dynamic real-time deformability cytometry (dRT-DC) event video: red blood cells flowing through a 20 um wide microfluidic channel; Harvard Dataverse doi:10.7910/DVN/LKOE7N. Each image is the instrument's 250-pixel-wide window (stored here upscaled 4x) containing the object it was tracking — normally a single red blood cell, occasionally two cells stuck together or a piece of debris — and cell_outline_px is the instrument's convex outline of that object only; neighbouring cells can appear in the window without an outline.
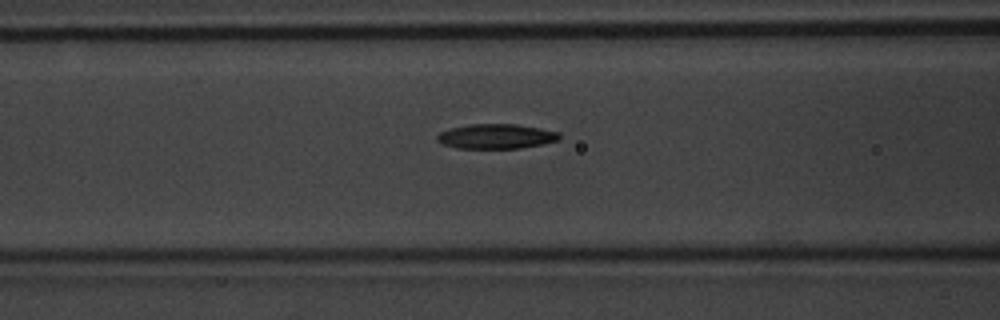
{"species": "common noctule bat (a hibernating species)", "species_latin": "Nyctalus noctula", "temperature_condition": "warm", "stored_images_in_passage": 41, "camera_frame_rate_fps": 3000, "um_per_image_px": 0.085, "animal": {"sex": "male", "body_mass_g": 20.1, "forearm_length_mm": 53.5}, "frame": {"image": 1, "passage_image": 18, "time_ms": 5.667, "image_size_px": [1000, 320], "cell_outline_px": [[560, 140], [520, 148], [456, 148], [444, 144], [436, 140], [436, 136], [440, 132], [452, 128], [472, 124], [516, 124], [540, 128], [560, 132]], "centroid_in_image_um": [42.19, 11.59], "position_along_channel_um": 124.4, "area_um2": 17.51}}
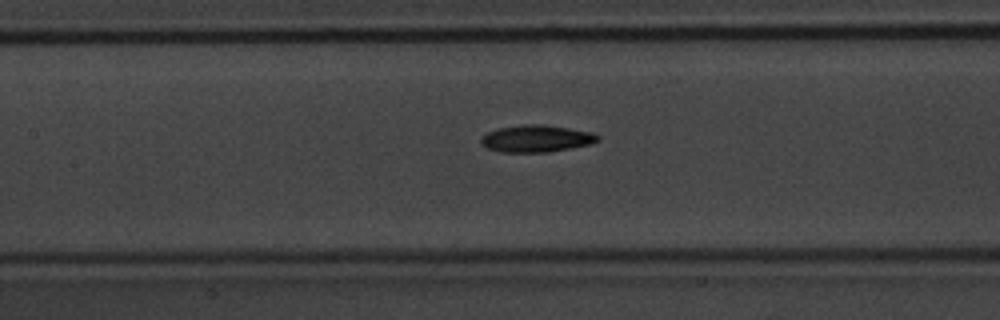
{"frame": {"image": 2, "passage_image": 21, "time_ms": 6.667, "image_size_px": [1000, 320], "cell_outline_px": [[600, 140], [592, 144], [548, 152], [500, 152], [488, 148], [480, 144], [480, 140], [488, 132], [496, 128], [520, 124], [544, 124], [592, 132], [600, 136]], "centroid_in_image_um": [45.6, 11.77], "position_along_channel_um": 161.8, "area_um2": 18.55}}
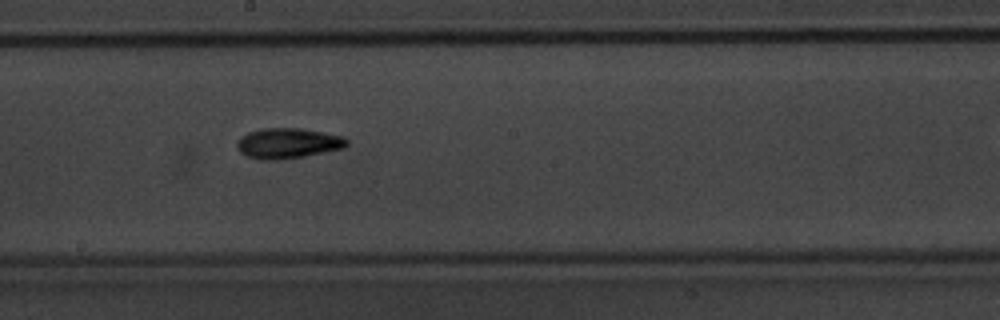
{"frame": {"image": 3, "passage_image": 26, "time_ms": 8.333, "image_size_px": [1000, 320], "cell_outline_px": [[348, 144], [344, 148], [304, 156], [272, 160], [264, 160], [248, 156], [240, 152], [236, 148], [236, 144], [240, 136], [248, 132], [264, 128], [300, 128], [324, 132], [344, 136], [348, 140]], "centroid_in_image_um": [24.47, 12.16], "position_along_channel_um": 223.7, "area_um2": 19.42}}